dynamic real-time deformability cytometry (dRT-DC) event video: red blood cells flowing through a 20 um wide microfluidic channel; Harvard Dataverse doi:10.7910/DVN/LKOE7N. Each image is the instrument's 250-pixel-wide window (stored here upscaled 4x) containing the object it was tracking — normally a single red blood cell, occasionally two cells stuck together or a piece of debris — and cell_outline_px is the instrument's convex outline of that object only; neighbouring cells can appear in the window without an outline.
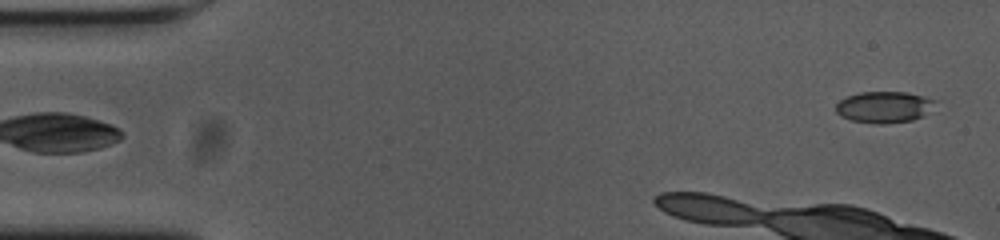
{"species": "common noctule bat (a hibernating species)", "species_latin": "Nyctalus noctula", "temperature_condition": "cold", "stored_images_in_passage": 9, "camera_frame_rate_fps": 3000, "um_per_image_px": 0.085, "animal": {"sex": "female", "body_mass_g": 23.0, "forearm_length_mm": 53.4}, "frame": {"image": 1, "passage_image": 1, "time_ms": 0.0, "image_size_px": [1000, 240], "cell_outline_px": [[936, 100], [924, 116], [912, 120], [880, 124], [876, 124], [852, 120], [840, 116], [836, 112], [836, 104], [840, 100], [848, 96], [860, 92], [908, 92], [924, 96]], "centroid_in_image_um": [75.13, 9.09], "position_along_channel_um": 9.9, "area_um2": 18.03}}